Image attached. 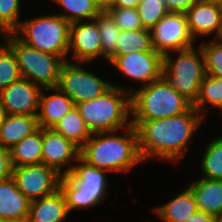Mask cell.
Masks as SVG:
<instances>
[{
  "instance_id": "obj_1",
  "label": "cell",
  "mask_w": 222,
  "mask_h": 222,
  "mask_svg": "<svg viewBox=\"0 0 222 222\" xmlns=\"http://www.w3.org/2000/svg\"><path fill=\"white\" fill-rule=\"evenodd\" d=\"M204 116L193 106L185 113L156 120H131L138 136L142 160L151 157L177 162L188 151L187 143ZM186 146V147H185Z\"/></svg>"
},
{
  "instance_id": "obj_2",
  "label": "cell",
  "mask_w": 222,
  "mask_h": 222,
  "mask_svg": "<svg viewBox=\"0 0 222 222\" xmlns=\"http://www.w3.org/2000/svg\"><path fill=\"white\" fill-rule=\"evenodd\" d=\"M126 130L124 136L116 135V131L92 133L80 148V159L109 173L132 169L143 160L135 127L131 125Z\"/></svg>"
},
{
  "instance_id": "obj_3",
  "label": "cell",
  "mask_w": 222,
  "mask_h": 222,
  "mask_svg": "<svg viewBox=\"0 0 222 222\" xmlns=\"http://www.w3.org/2000/svg\"><path fill=\"white\" fill-rule=\"evenodd\" d=\"M131 89L114 84L102 95L75 104L88 130L92 133L110 132L131 126Z\"/></svg>"
},
{
  "instance_id": "obj_4",
  "label": "cell",
  "mask_w": 222,
  "mask_h": 222,
  "mask_svg": "<svg viewBox=\"0 0 222 222\" xmlns=\"http://www.w3.org/2000/svg\"><path fill=\"white\" fill-rule=\"evenodd\" d=\"M130 120H156L187 112L193 105L161 77L130 94Z\"/></svg>"
},
{
  "instance_id": "obj_5",
  "label": "cell",
  "mask_w": 222,
  "mask_h": 222,
  "mask_svg": "<svg viewBox=\"0 0 222 222\" xmlns=\"http://www.w3.org/2000/svg\"><path fill=\"white\" fill-rule=\"evenodd\" d=\"M71 166V172L60 179L59 189L63 193L69 212L98 205L106 195V171L89 166L79 159Z\"/></svg>"
},
{
  "instance_id": "obj_6",
  "label": "cell",
  "mask_w": 222,
  "mask_h": 222,
  "mask_svg": "<svg viewBox=\"0 0 222 222\" xmlns=\"http://www.w3.org/2000/svg\"><path fill=\"white\" fill-rule=\"evenodd\" d=\"M70 26L69 21L52 14L20 22L13 33L26 45L66 61L69 54ZM20 31L22 38L18 35Z\"/></svg>"
},
{
  "instance_id": "obj_7",
  "label": "cell",
  "mask_w": 222,
  "mask_h": 222,
  "mask_svg": "<svg viewBox=\"0 0 222 222\" xmlns=\"http://www.w3.org/2000/svg\"><path fill=\"white\" fill-rule=\"evenodd\" d=\"M3 35L5 43L13 50L16 56L23 78L43 88L57 87L61 68L65 63L63 58L26 45L14 33Z\"/></svg>"
},
{
  "instance_id": "obj_8",
  "label": "cell",
  "mask_w": 222,
  "mask_h": 222,
  "mask_svg": "<svg viewBox=\"0 0 222 222\" xmlns=\"http://www.w3.org/2000/svg\"><path fill=\"white\" fill-rule=\"evenodd\" d=\"M178 53L175 60L169 53L163 55L161 77L193 104L197 99L200 84L206 76L203 53L201 48L193 47Z\"/></svg>"
},
{
  "instance_id": "obj_9",
  "label": "cell",
  "mask_w": 222,
  "mask_h": 222,
  "mask_svg": "<svg viewBox=\"0 0 222 222\" xmlns=\"http://www.w3.org/2000/svg\"><path fill=\"white\" fill-rule=\"evenodd\" d=\"M150 33L153 49L162 55L194 47L185 13L168 12Z\"/></svg>"
},
{
  "instance_id": "obj_10",
  "label": "cell",
  "mask_w": 222,
  "mask_h": 222,
  "mask_svg": "<svg viewBox=\"0 0 222 222\" xmlns=\"http://www.w3.org/2000/svg\"><path fill=\"white\" fill-rule=\"evenodd\" d=\"M65 61L61 68L57 87L67 94L74 104L92 100L106 92L112 84L97 75L79 67L74 62Z\"/></svg>"
},
{
  "instance_id": "obj_11",
  "label": "cell",
  "mask_w": 222,
  "mask_h": 222,
  "mask_svg": "<svg viewBox=\"0 0 222 222\" xmlns=\"http://www.w3.org/2000/svg\"><path fill=\"white\" fill-rule=\"evenodd\" d=\"M17 188L30 200L49 196L59 190L62 177L53 167L43 163L12 168Z\"/></svg>"
},
{
  "instance_id": "obj_12",
  "label": "cell",
  "mask_w": 222,
  "mask_h": 222,
  "mask_svg": "<svg viewBox=\"0 0 222 222\" xmlns=\"http://www.w3.org/2000/svg\"><path fill=\"white\" fill-rule=\"evenodd\" d=\"M110 63L129 78L148 85L161 78L163 55L156 51L131 53L116 56Z\"/></svg>"
},
{
  "instance_id": "obj_13",
  "label": "cell",
  "mask_w": 222,
  "mask_h": 222,
  "mask_svg": "<svg viewBox=\"0 0 222 222\" xmlns=\"http://www.w3.org/2000/svg\"><path fill=\"white\" fill-rule=\"evenodd\" d=\"M43 87L21 77L0 91V100L9 115L36 116Z\"/></svg>"
},
{
  "instance_id": "obj_14",
  "label": "cell",
  "mask_w": 222,
  "mask_h": 222,
  "mask_svg": "<svg viewBox=\"0 0 222 222\" xmlns=\"http://www.w3.org/2000/svg\"><path fill=\"white\" fill-rule=\"evenodd\" d=\"M72 159H80V148L53 128H42V163L64 176L71 172L66 165Z\"/></svg>"
},
{
  "instance_id": "obj_15",
  "label": "cell",
  "mask_w": 222,
  "mask_h": 222,
  "mask_svg": "<svg viewBox=\"0 0 222 222\" xmlns=\"http://www.w3.org/2000/svg\"><path fill=\"white\" fill-rule=\"evenodd\" d=\"M68 51L73 52V59L79 64L92 62V60L102 56L101 38L96 17L84 21V23L83 21L71 23Z\"/></svg>"
},
{
  "instance_id": "obj_16",
  "label": "cell",
  "mask_w": 222,
  "mask_h": 222,
  "mask_svg": "<svg viewBox=\"0 0 222 222\" xmlns=\"http://www.w3.org/2000/svg\"><path fill=\"white\" fill-rule=\"evenodd\" d=\"M189 31L194 38L196 35L216 33L222 21L221 0H197L185 13Z\"/></svg>"
},
{
  "instance_id": "obj_17",
  "label": "cell",
  "mask_w": 222,
  "mask_h": 222,
  "mask_svg": "<svg viewBox=\"0 0 222 222\" xmlns=\"http://www.w3.org/2000/svg\"><path fill=\"white\" fill-rule=\"evenodd\" d=\"M54 91V94L46 96L41 93L37 123L39 128H53L72 108L75 107L72 99L63 93L58 87H46L43 91Z\"/></svg>"
},
{
  "instance_id": "obj_18",
  "label": "cell",
  "mask_w": 222,
  "mask_h": 222,
  "mask_svg": "<svg viewBox=\"0 0 222 222\" xmlns=\"http://www.w3.org/2000/svg\"><path fill=\"white\" fill-rule=\"evenodd\" d=\"M30 202L12 176L0 181V221L27 216Z\"/></svg>"
},
{
  "instance_id": "obj_19",
  "label": "cell",
  "mask_w": 222,
  "mask_h": 222,
  "mask_svg": "<svg viewBox=\"0 0 222 222\" xmlns=\"http://www.w3.org/2000/svg\"><path fill=\"white\" fill-rule=\"evenodd\" d=\"M188 187L194 194L197 210L216 218L222 213V180L201 178Z\"/></svg>"
},
{
  "instance_id": "obj_20",
  "label": "cell",
  "mask_w": 222,
  "mask_h": 222,
  "mask_svg": "<svg viewBox=\"0 0 222 222\" xmlns=\"http://www.w3.org/2000/svg\"><path fill=\"white\" fill-rule=\"evenodd\" d=\"M69 210L63 193H55L30 202L29 218L31 222H61L68 215Z\"/></svg>"
},
{
  "instance_id": "obj_21",
  "label": "cell",
  "mask_w": 222,
  "mask_h": 222,
  "mask_svg": "<svg viewBox=\"0 0 222 222\" xmlns=\"http://www.w3.org/2000/svg\"><path fill=\"white\" fill-rule=\"evenodd\" d=\"M38 128L36 116L8 114L0 125V146L10 149Z\"/></svg>"
},
{
  "instance_id": "obj_22",
  "label": "cell",
  "mask_w": 222,
  "mask_h": 222,
  "mask_svg": "<svg viewBox=\"0 0 222 222\" xmlns=\"http://www.w3.org/2000/svg\"><path fill=\"white\" fill-rule=\"evenodd\" d=\"M196 210V200L189 187L171 201L154 208V212L165 222H186Z\"/></svg>"
},
{
  "instance_id": "obj_23",
  "label": "cell",
  "mask_w": 222,
  "mask_h": 222,
  "mask_svg": "<svg viewBox=\"0 0 222 222\" xmlns=\"http://www.w3.org/2000/svg\"><path fill=\"white\" fill-rule=\"evenodd\" d=\"M12 167L42 163V128L9 149Z\"/></svg>"
},
{
  "instance_id": "obj_24",
  "label": "cell",
  "mask_w": 222,
  "mask_h": 222,
  "mask_svg": "<svg viewBox=\"0 0 222 222\" xmlns=\"http://www.w3.org/2000/svg\"><path fill=\"white\" fill-rule=\"evenodd\" d=\"M53 129L72 141L79 148H81L91 136V132L88 130L76 107L64 115L62 119L53 126Z\"/></svg>"
},
{
  "instance_id": "obj_25",
  "label": "cell",
  "mask_w": 222,
  "mask_h": 222,
  "mask_svg": "<svg viewBox=\"0 0 222 222\" xmlns=\"http://www.w3.org/2000/svg\"><path fill=\"white\" fill-rule=\"evenodd\" d=\"M133 51H155L151 44L150 29L121 30L118 36L116 52L108 59V61L110 63L116 56L125 55Z\"/></svg>"
},
{
  "instance_id": "obj_26",
  "label": "cell",
  "mask_w": 222,
  "mask_h": 222,
  "mask_svg": "<svg viewBox=\"0 0 222 222\" xmlns=\"http://www.w3.org/2000/svg\"><path fill=\"white\" fill-rule=\"evenodd\" d=\"M206 103L222 110V78L206 75L202 80L197 99L192 105L199 113H203Z\"/></svg>"
},
{
  "instance_id": "obj_27",
  "label": "cell",
  "mask_w": 222,
  "mask_h": 222,
  "mask_svg": "<svg viewBox=\"0 0 222 222\" xmlns=\"http://www.w3.org/2000/svg\"><path fill=\"white\" fill-rule=\"evenodd\" d=\"M96 23L100 32L102 56L108 61L116 52L121 29L106 11H101L96 16Z\"/></svg>"
},
{
  "instance_id": "obj_28",
  "label": "cell",
  "mask_w": 222,
  "mask_h": 222,
  "mask_svg": "<svg viewBox=\"0 0 222 222\" xmlns=\"http://www.w3.org/2000/svg\"><path fill=\"white\" fill-rule=\"evenodd\" d=\"M54 3L62 6L68 12L66 14H58L70 23L92 20L101 10L93 0H53Z\"/></svg>"
},
{
  "instance_id": "obj_29",
  "label": "cell",
  "mask_w": 222,
  "mask_h": 222,
  "mask_svg": "<svg viewBox=\"0 0 222 222\" xmlns=\"http://www.w3.org/2000/svg\"><path fill=\"white\" fill-rule=\"evenodd\" d=\"M203 178L222 180V138L213 139L203 154L201 161Z\"/></svg>"
},
{
  "instance_id": "obj_30",
  "label": "cell",
  "mask_w": 222,
  "mask_h": 222,
  "mask_svg": "<svg viewBox=\"0 0 222 222\" xmlns=\"http://www.w3.org/2000/svg\"><path fill=\"white\" fill-rule=\"evenodd\" d=\"M21 73L13 50L5 43L0 46V91L20 79Z\"/></svg>"
},
{
  "instance_id": "obj_31",
  "label": "cell",
  "mask_w": 222,
  "mask_h": 222,
  "mask_svg": "<svg viewBox=\"0 0 222 222\" xmlns=\"http://www.w3.org/2000/svg\"><path fill=\"white\" fill-rule=\"evenodd\" d=\"M144 28L151 29L168 12L164 2L156 0H140L136 7Z\"/></svg>"
},
{
  "instance_id": "obj_32",
  "label": "cell",
  "mask_w": 222,
  "mask_h": 222,
  "mask_svg": "<svg viewBox=\"0 0 222 222\" xmlns=\"http://www.w3.org/2000/svg\"><path fill=\"white\" fill-rule=\"evenodd\" d=\"M20 0H0V31L13 33L19 26Z\"/></svg>"
},
{
  "instance_id": "obj_33",
  "label": "cell",
  "mask_w": 222,
  "mask_h": 222,
  "mask_svg": "<svg viewBox=\"0 0 222 222\" xmlns=\"http://www.w3.org/2000/svg\"><path fill=\"white\" fill-rule=\"evenodd\" d=\"M106 12L121 30H140L144 28L136 8L110 7Z\"/></svg>"
},
{
  "instance_id": "obj_34",
  "label": "cell",
  "mask_w": 222,
  "mask_h": 222,
  "mask_svg": "<svg viewBox=\"0 0 222 222\" xmlns=\"http://www.w3.org/2000/svg\"><path fill=\"white\" fill-rule=\"evenodd\" d=\"M204 57L206 75L222 78V46L214 41L200 45Z\"/></svg>"
},
{
  "instance_id": "obj_35",
  "label": "cell",
  "mask_w": 222,
  "mask_h": 222,
  "mask_svg": "<svg viewBox=\"0 0 222 222\" xmlns=\"http://www.w3.org/2000/svg\"><path fill=\"white\" fill-rule=\"evenodd\" d=\"M12 168L9 149L0 146V181L12 176Z\"/></svg>"
},
{
  "instance_id": "obj_36",
  "label": "cell",
  "mask_w": 222,
  "mask_h": 222,
  "mask_svg": "<svg viewBox=\"0 0 222 222\" xmlns=\"http://www.w3.org/2000/svg\"><path fill=\"white\" fill-rule=\"evenodd\" d=\"M197 0H165L167 12L186 13Z\"/></svg>"
},
{
  "instance_id": "obj_37",
  "label": "cell",
  "mask_w": 222,
  "mask_h": 222,
  "mask_svg": "<svg viewBox=\"0 0 222 222\" xmlns=\"http://www.w3.org/2000/svg\"><path fill=\"white\" fill-rule=\"evenodd\" d=\"M186 222H217V218L200 210H196Z\"/></svg>"
},
{
  "instance_id": "obj_38",
  "label": "cell",
  "mask_w": 222,
  "mask_h": 222,
  "mask_svg": "<svg viewBox=\"0 0 222 222\" xmlns=\"http://www.w3.org/2000/svg\"><path fill=\"white\" fill-rule=\"evenodd\" d=\"M140 0H113L112 7L136 8Z\"/></svg>"
},
{
  "instance_id": "obj_39",
  "label": "cell",
  "mask_w": 222,
  "mask_h": 222,
  "mask_svg": "<svg viewBox=\"0 0 222 222\" xmlns=\"http://www.w3.org/2000/svg\"><path fill=\"white\" fill-rule=\"evenodd\" d=\"M101 11H106L108 8L112 7L113 0H93Z\"/></svg>"
},
{
  "instance_id": "obj_40",
  "label": "cell",
  "mask_w": 222,
  "mask_h": 222,
  "mask_svg": "<svg viewBox=\"0 0 222 222\" xmlns=\"http://www.w3.org/2000/svg\"><path fill=\"white\" fill-rule=\"evenodd\" d=\"M215 35H216L215 38H217V40H215L214 43L222 46V21H221V24L219 25L218 30Z\"/></svg>"
},
{
  "instance_id": "obj_41",
  "label": "cell",
  "mask_w": 222,
  "mask_h": 222,
  "mask_svg": "<svg viewBox=\"0 0 222 222\" xmlns=\"http://www.w3.org/2000/svg\"><path fill=\"white\" fill-rule=\"evenodd\" d=\"M7 115H8L7 111H6L5 107L2 105V102L0 100V125L4 122Z\"/></svg>"
},
{
  "instance_id": "obj_42",
  "label": "cell",
  "mask_w": 222,
  "mask_h": 222,
  "mask_svg": "<svg viewBox=\"0 0 222 222\" xmlns=\"http://www.w3.org/2000/svg\"><path fill=\"white\" fill-rule=\"evenodd\" d=\"M0 222H31V220H30L29 216L27 215L22 218L2 220Z\"/></svg>"
},
{
  "instance_id": "obj_43",
  "label": "cell",
  "mask_w": 222,
  "mask_h": 222,
  "mask_svg": "<svg viewBox=\"0 0 222 222\" xmlns=\"http://www.w3.org/2000/svg\"><path fill=\"white\" fill-rule=\"evenodd\" d=\"M217 222H222V213L217 217Z\"/></svg>"
}]
</instances>
